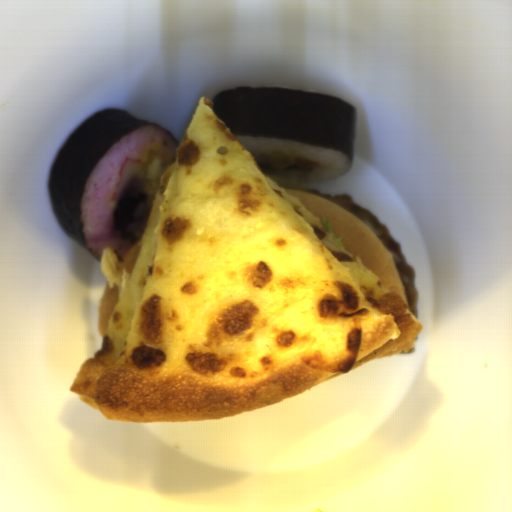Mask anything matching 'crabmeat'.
Returning a JSON list of instances; mask_svg holds the SVG:
<instances>
[{
	"label": "crabmeat",
	"mask_w": 512,
	"mask_h": 512,
	"mask_svg": "<svg viewBox=\"0 0 512 512\" xmlns=\"http://www.w3.org/2000/svg\"><path fill=\"white\" fill-rule=\"evenodd\" d=\"M142 165L139 159L125 158L121 164L111 201L132 196L139 187Z\"/></svg>",
	"instance_id": "f7934b28"
}]
</instances>
